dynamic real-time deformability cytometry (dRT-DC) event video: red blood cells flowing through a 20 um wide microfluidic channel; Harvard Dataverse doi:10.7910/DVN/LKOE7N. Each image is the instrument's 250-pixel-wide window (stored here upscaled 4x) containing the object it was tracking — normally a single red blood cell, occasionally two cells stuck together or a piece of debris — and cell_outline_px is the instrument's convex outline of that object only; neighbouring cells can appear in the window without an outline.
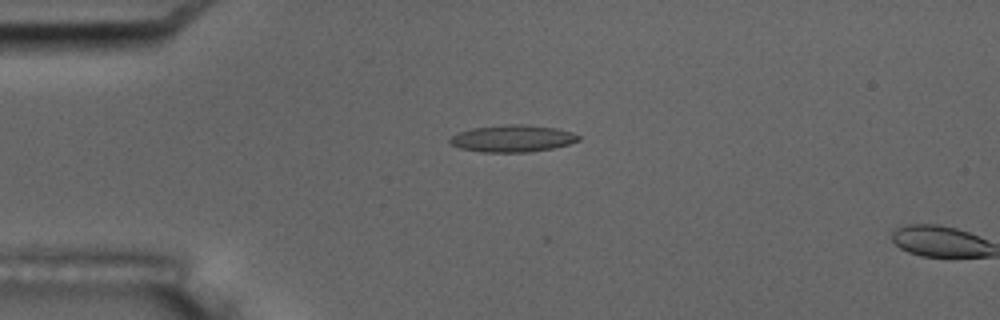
{"species": "common noctule bat (a hibernating species)", "species_latin": "Nyctalus noctula", "temperature_condition": "room temperature", "stored_images_in_passage": 6, "camera_frame_rate_fps": 3000, "um_per_image_px": 0.085, "animal": {"sex": "male", "body_mass_g": 17.5, "forearm_length_mm": 52.3}, "frame": {"image": 1, "passage_image": 5, "time_ms": 4.333, "image_size_px": [1000, 320], "cell_outline_px": [[580, 140], [568, 144], [552, 148], [528, 152], [480, 152], [460, 148], [452, 144], [448, 140], [452, 136], [460, 132], [472, 128], [508, 124], [524, 124], [556, 128], [572, 132], [580, 136]], "centroid_in_image_um": [43.57, 11.77], "position_along_channel_um": 41.4, "area_um2": 20.11}}